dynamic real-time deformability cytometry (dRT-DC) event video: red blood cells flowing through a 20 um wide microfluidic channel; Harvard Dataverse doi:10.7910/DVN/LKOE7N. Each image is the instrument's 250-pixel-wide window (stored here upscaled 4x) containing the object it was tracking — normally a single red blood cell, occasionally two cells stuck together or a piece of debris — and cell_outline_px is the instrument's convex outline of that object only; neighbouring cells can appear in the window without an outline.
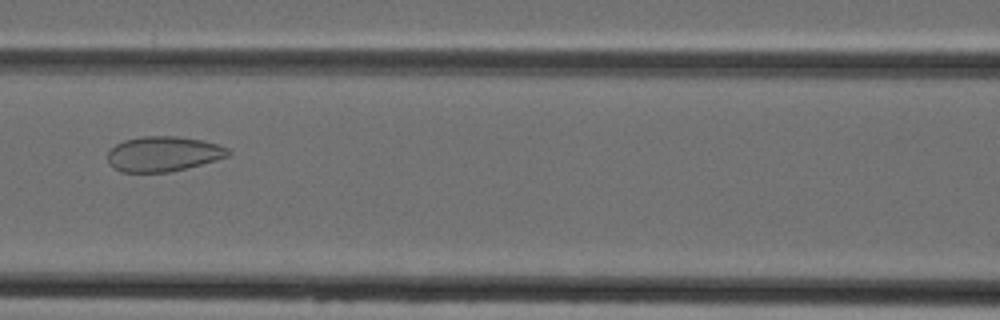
{"species": "Egyptian fruit bat (a non-hibernating species)", "species_latin": "Rousettus aegyptiacus", "temperature_condition": "cold", "stored_images_in_passage": 4, "camera_frame_rate_fps": 3000, "um_per_image_px": 0.085, "animal": {"sex": "female"}, "frame": {"image": 1, "passage_image": 4, "time_ms": 3.333, "image_size_px": [1000, 320], "cell_outline_px": [[232, 152], [228, 156], [216, 160], [172, 172], [120, 172], [108, 160], [108, 152], [116, 144], [124, 140], [140, 136], [176, 136], [200, 140], [216, 144], [228, 148]], "centroid_in_image_um": [13.89, 13.08], "position_along_channel_um": 152.7, "area_um2": 24.51}}